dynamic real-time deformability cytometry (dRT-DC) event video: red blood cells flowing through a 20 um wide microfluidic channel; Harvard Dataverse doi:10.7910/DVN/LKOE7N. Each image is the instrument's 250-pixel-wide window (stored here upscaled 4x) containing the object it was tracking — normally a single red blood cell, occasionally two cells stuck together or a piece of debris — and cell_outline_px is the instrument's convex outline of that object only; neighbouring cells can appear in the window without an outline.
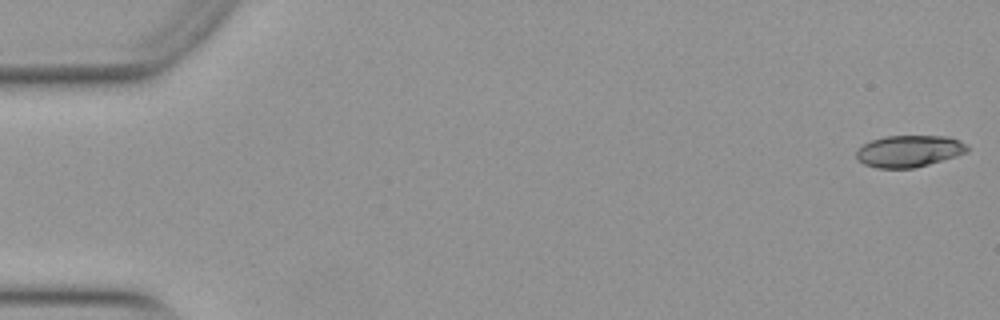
{"species": "Egyptian fruit bat (a non-hibernating species)", "species_latin": "Rousettus aegyptiacus", "temperature_condition": "warm", "stored_images_in_passage": 52, "camera_frame_rate_fps": 3000, "um_per_image_px": 0.085, "animal": {"sex": "female"}, "frame": {"image": 1, "passage_image": 1, "time_ms": 0.0, "image_size_px": [1000, 320], "cell_outline_px": [[968, 152], [956, 156], [928, 164], [912, 168], [876, 168], [864, 164], [856, 160], [856, 152], [864, 144], [872, 140], [884, 136], [948, 136], [960, 140], [968, 144]], "centroid_in_image_um": [77.28, 12.84], "position_along_channel_um": 7.7, "area_um2": 20.58}}
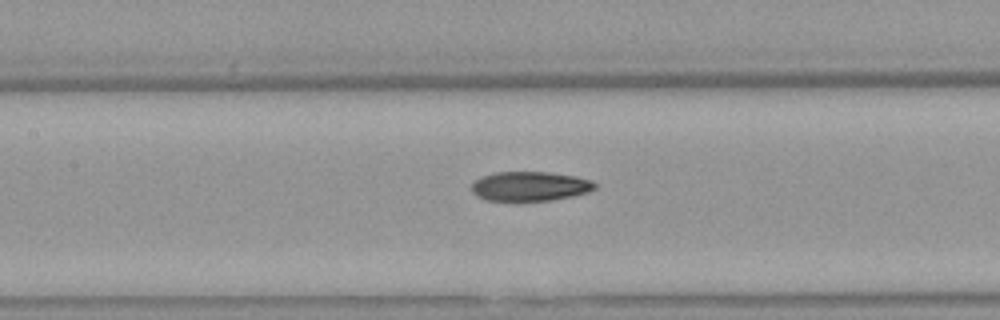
{"frame": {"image": 2, "passage_image": 24, "time_ms": 7.667, "image_size_px": [1000, 320], "cell_outline_px": [[596, 188], [588, 192], [572, 196], [552, 200], [484, 200], [476, 196], [472, 192], [472, 184], [480, 176], [496, 172], [548, 172], [576, 176], [592, 180], [596, 184]], "centroid_in_image_um": [45.04, 15.82], "position_along_channel_um": 162.4, "area_um2": 21.15}}
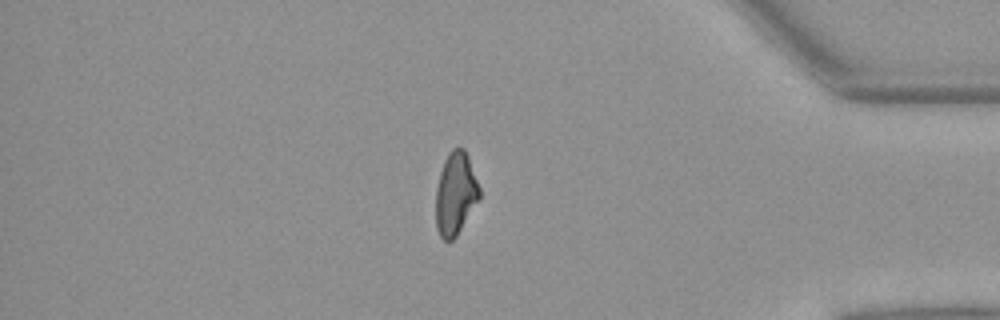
{"frame": {"image": 3, "passage_image": 44, "time_ms": 14.333, "image_size_px": [1000, 320], "cell_outline_px": [[480, 196], [456, 236], [452, 240], [444, 240], [440, 236], [436, 228], [436, 188], [440, 172], [444, 160], [448, 152], [452, 148], [464, 148], [468, 156], [480, 188]], "centroid_in_image_um": [38.7, 16.43], "position_along_channel_um": 396.5, "area_um2": 20.81}, "authors_computed_cell_mechanics": {"area_um2": 21.4438, "velocity_mm_per_s": 3.981, "shape_relaxation_time_tau1_ms": 10.8177, "shape_relaxation_time_tau2_ms": 3.3246, "deformation_change_tau1": 0.2679, "deformation_change_tau2": 0.1025}}